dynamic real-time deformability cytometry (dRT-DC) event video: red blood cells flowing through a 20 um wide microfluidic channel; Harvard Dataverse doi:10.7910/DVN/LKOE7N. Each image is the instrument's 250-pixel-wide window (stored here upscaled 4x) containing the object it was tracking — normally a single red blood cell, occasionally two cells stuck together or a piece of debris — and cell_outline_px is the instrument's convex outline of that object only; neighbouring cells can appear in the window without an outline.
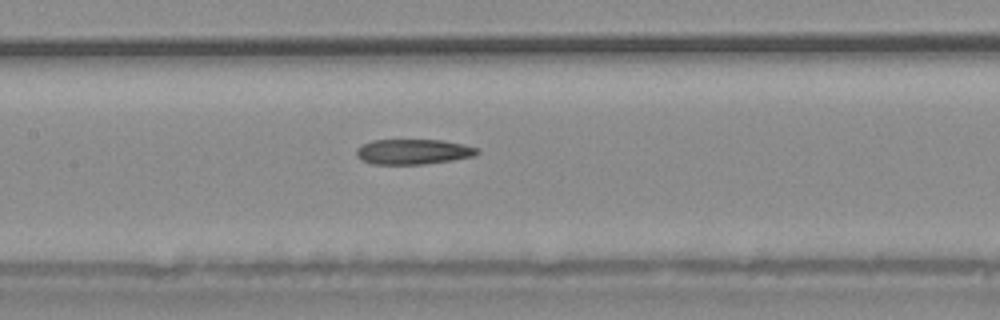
{"species": "common noctule bat (a hibernating species)", "species_latin": "Nyctalus noctula", "temperature_condition": "warm", "stored_images_in_passage": 24, "camera_frame_rate_fps": 3000, "um_per_image_px": 0.085, "animal": {"sex": "male", "body_mass_g": 20.4}, "frame": {"image": 1, "passage_image": 8, "time_ms": 2.333, "image_size_px": [1000, 320], "cell_outline_px": [[480, 152], [476, 156], [452, 160], [424, 164], [372, 164], [360, 160], [356, 156], [356, 148], [372, 140], [440, 140], [464, 144], [480, 148]], "centroid_in_image_um": [35.14, 12.9], "position_along_channel_um": 172.3, "area_um2": 17.92}}
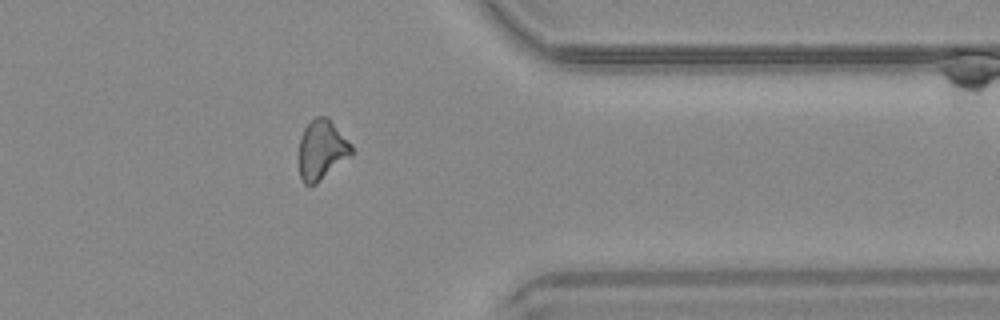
{"frame": {"image": 2, "passage_image": 21, "time_ms": 6.667, "image_size_px": [1000, 320], "cell_outline_px": [[352, 156], [316, 184], [304, 184], [300, 180], [300, 136], [304, 128], [316, 116], [328, 116], [352, 144]], "centroid_in_image_um": [27.37, 12.73], "position_along_channel_um": 384.0, "area_um2": 18.44}}